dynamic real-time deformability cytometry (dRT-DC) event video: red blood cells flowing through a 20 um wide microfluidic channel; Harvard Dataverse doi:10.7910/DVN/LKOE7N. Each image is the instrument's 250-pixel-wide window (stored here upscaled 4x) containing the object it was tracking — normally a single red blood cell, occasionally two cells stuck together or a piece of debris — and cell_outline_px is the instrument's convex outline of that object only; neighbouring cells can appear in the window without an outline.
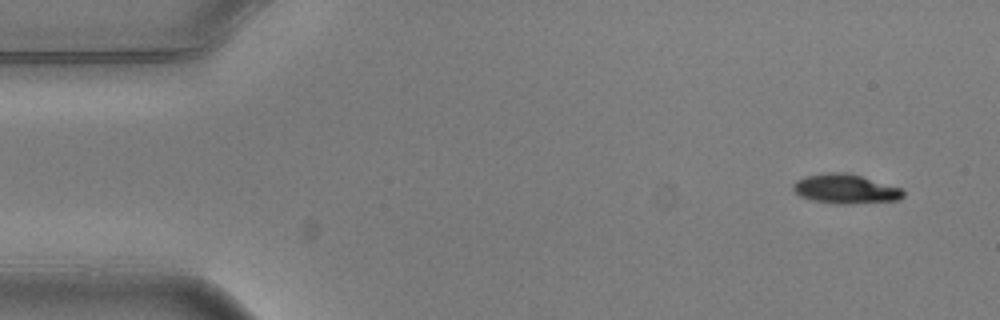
{"species": "common noctule bat (a hibernating species)", "species_latin": "Nyctalus noctula", "temperature_condition": "warm", "stored_images_in_passage": 2, "camera_frame_rate_fps": 3000, "um_per_image_px": 0.085, "animal": {"sex": "male", "body_mass_g": 20.5, "forearm_length_mm": 52.5}, "frame": {"image": 1, "passage_image": 2, "time_ms": 0.333, "image_size_px": [1000, 320], "cell_outline_px": [[904, 196], [900, 200], [856, 204], [836, 204], [812, 200], [800, 196], [792, 188], [792, 184], [796, 180], [808, 176], [828, 172], [844, 172], [860, 176], [904, 188]], "centroid_in_image_um": [71.91, 16.07], "position_along_channel_um": 13.1, "area_um2": 19.02}}